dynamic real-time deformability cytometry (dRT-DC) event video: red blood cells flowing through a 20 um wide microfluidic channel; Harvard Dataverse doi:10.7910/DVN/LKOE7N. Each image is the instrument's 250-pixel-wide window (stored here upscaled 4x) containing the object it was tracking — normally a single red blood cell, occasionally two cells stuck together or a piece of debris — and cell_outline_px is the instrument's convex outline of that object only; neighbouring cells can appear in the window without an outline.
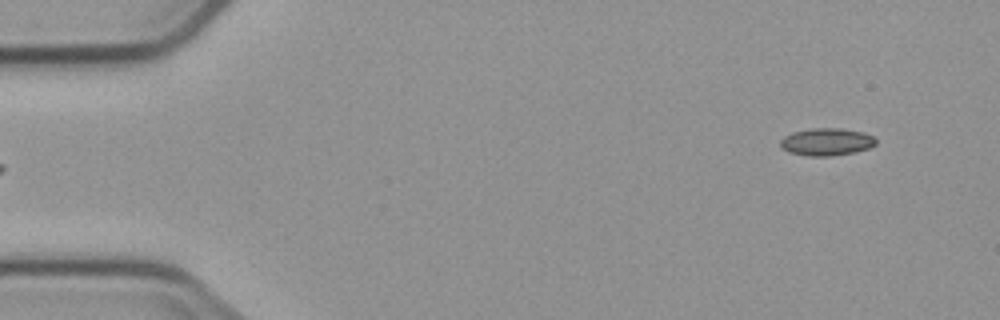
{"species": "common noctule bat (a hibernating species)", "species_latin": "Nyctalus noctula", "temperature_condition": "cold", "stored_images_in_passage": 6, "segment_of_instrument_passage": [2, 2], "camera_frame_rate_fps": 3000, "um_per_image_px": 0.085, "animal": {"sex": "male", "body_mass_g": 23.1, "forearm_length_mm": 52.7}, "frame": {"image": 1, "passage_image": 6, "time_ms": 5.667, "image_size_px": [1000, 320], "cell_outline_px": [[876, 144], [868, 148], [856, 152], [832, 156], [808, 156], [788, 152], [780, 148], [780, 140], [784, 136], [792, 132], [812, 128], [840, 128], [860, 132], [872, 136], [876, 140]], "centroid_in_image_um": [70.21, 12.07], "position_along_channel_um": 14.8, "area_um2": 15.32}}